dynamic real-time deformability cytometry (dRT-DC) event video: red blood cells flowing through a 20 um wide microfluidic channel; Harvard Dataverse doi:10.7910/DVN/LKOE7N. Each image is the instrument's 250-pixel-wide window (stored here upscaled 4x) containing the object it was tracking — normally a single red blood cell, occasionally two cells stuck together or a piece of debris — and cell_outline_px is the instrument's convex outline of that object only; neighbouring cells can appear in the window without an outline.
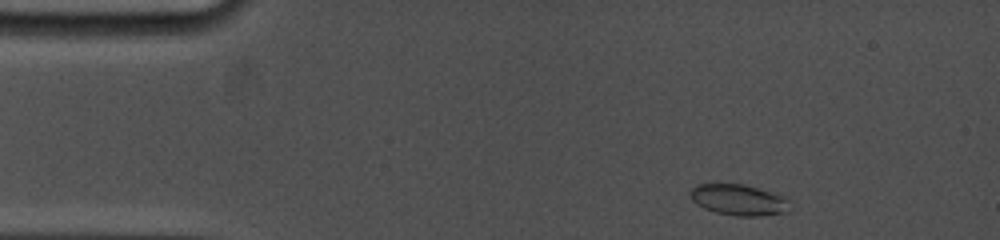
{"species": "common noctule bat (a hibernating species)", "species_latin": "Nyctalus noctula", "temperature_condition": "cold", "stored_images_in_passage": 69, "camera_frame_rate_fps": 5000, "um_per_image_px": 0.085, "animal": {"sex": "female", "body_mass_g": 19.0, "forearm_length_mm": 53.3}, "frame": {"image": 1, "passage_image": 2, "time_ms": 0.2, "image_size_px": [1000, 240], "cell_outline_px": [[788, 212], [760, 216], [736, 216], [716, 212], [704, 208], [696, 204], [692, 200], [688, 192], [696, 184], [744, 184], [788, 196]], "centroid_in_image_um": [62.8, 16.98], "position_along_channel_um": 22.2, "area_um2": 18.21}}
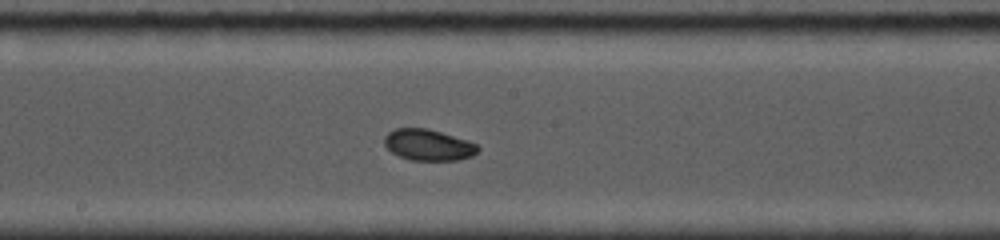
{"frame": {"image": 2, "passage_image": 36, "time_ms": 7.0, "image_size_px": [1000, 240], "cell_outline_px": [[480, 148], [472, 156], [456, 160], [412, 160], [400, 156], [392, 152], [384, 144], [384, 136], [388, 132], [396, 128], [428, 128], [468, 140], [476, 144]], "centroid_in_image_um": [36.4, 12.31], "position_along_channel_um": 211.8, "area_um2": 16.94}}
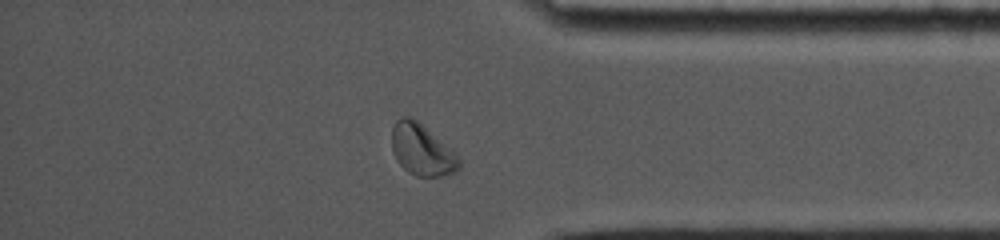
{"frame": {"image": 3, "passage_image": 61, "time_ms": 12.0, "image_size_px": [1000, 240], "cell_outline_px": [[460, 168], [456, 172], [448, 176], [416, 176], [408, 172], [396, 160], [392, 152], [392, 128], [396, 120], [400, 116], [412, 116], [444, 144], [460, 160]], "centroid_in_image_um": [35.82, 12.75], "position_along_channel_um": 399.4, "area_um2": 19.94}, "authors_computed_cell_mechanics": {"area_um2": 17.34, "velocity_mm_per_s": 3.8235, "shape_relaxation_time_tau1_ms": 10.4269, "shape_relaxation_time_tau2_ms": 4.1361, "deformation_change_tau1": 0.1843, "deformation_change_tau2": 0.057}}